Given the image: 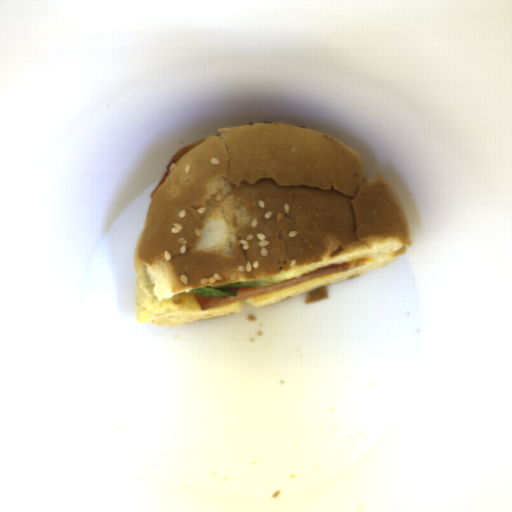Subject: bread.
<instances>
[{"label": "bread", "instance_id": "8d2b1439", "mask_svg": "<svg viewBox=\"0 0 512 512\" xmlns=\"http://www.w3.org/2000/svg\"><path fill=\"white\" fill-rule=\"evenodd\" d=\"M403 206L383 177L330 135L281 122L220 129L170 166L135 244L139 322L176 326L241 312L201 310L192 289L328 275L243 300L272 304L375 271L410 248Z\"/></svg>", "mask_w": 512, "mask_h": 512}]
</instances>
